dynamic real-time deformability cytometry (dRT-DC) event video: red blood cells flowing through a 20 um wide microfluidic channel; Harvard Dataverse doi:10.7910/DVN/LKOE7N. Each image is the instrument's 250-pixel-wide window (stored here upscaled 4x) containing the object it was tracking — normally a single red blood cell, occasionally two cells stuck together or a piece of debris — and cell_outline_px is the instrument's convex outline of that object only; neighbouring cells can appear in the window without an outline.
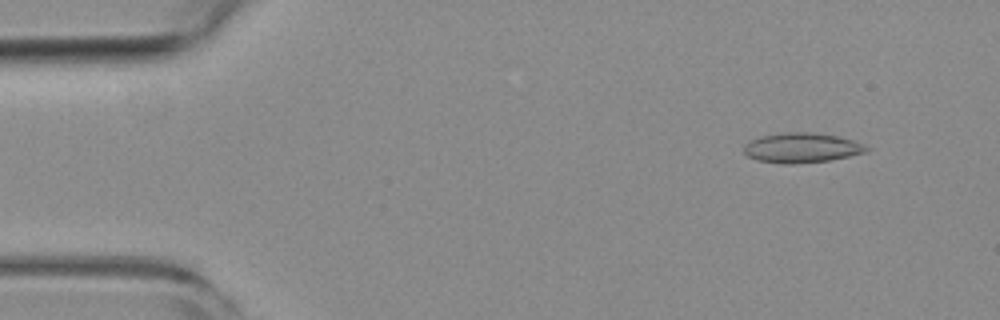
{"species": "common noctule bat (a hibernating species)", "species_latin": "Nyctalus noctula", "temperature_condition": "room temperature", "stored_images_in_passage": 53, "camera_frame_rate_fps": 3000, "um_per_image_px": 0.085, "animal": {"sex": "female", "body_mass_g": 19.3, "forearm_length_mm": 54.1}, "frame": {"image": 1, "passage_image": 5, "time_ms": 1.333, "image_size_px": [1000, 320], "cell_outline_px": [[872, 148], [868, 152], [828, 160], [792, 164], [780, 164], [756, 160], [748, 156], [744, 152], [744, 144], [748, 140], [760, 136], [784, 132], [808, 132], [836, 136], [852, 140], [864, 144]], "centroid_in_image_um": [68.12, 12.56], "position_along_channel_um": 16.9, "area_um2": 21.44}}
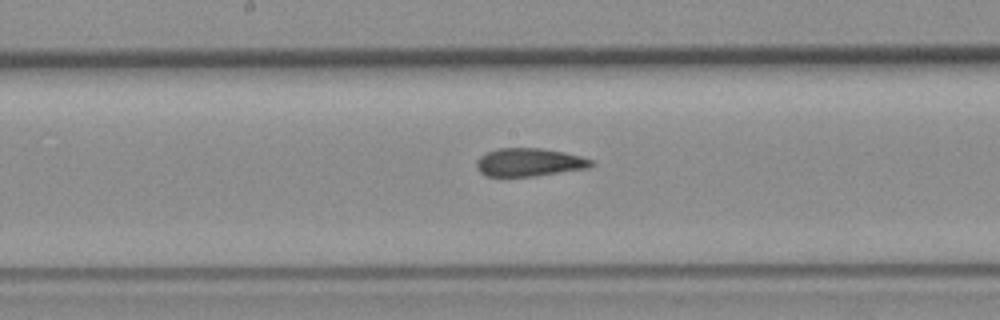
{"frame": {"image": 2, "passage_image": 27, "time_ms": 8.667, "image_size_px": [1000, 320], "cell_outline_px": [[596, 164], [588, 168], [536, 176], [484, 176], [476, 168], [476, 160], [480, 156], [496, 148], [540, 148], [564, 152], [580, 156], [592, 160]], "centroid_in_image_um": [44.97, 13.79], "position_along_channel_um": 203.2, "area_um2": 18.9}}
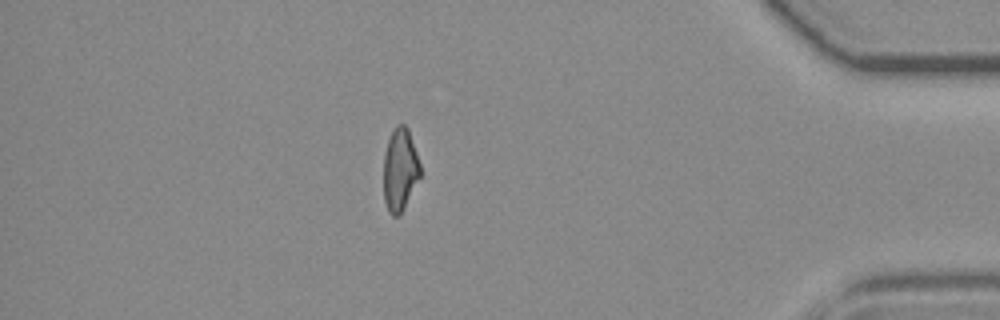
{"frame": {"image": 3, "passage_image": 46, "time_ms": 15.0, "image_size_px": [1000, 320], "cell_outline_px": [[420, 176], [400, 216], [392, 216], [388, 212], [384, 200], [384, 152], [388, 140], [396, 124], [404, 124], [408, 128], [420, 164]], "centroid_in_image_um": [33.99, 14.43], "position_along_channel_um": 401.2, "area_um2": 17.63}, "authors_computed_cell_mechanics": {"area_um2": 19.3052, "velocity_mm_per_s": 3.8422, "shape_relaxation_time_tau1_ms": 6.6837, "shape_relaxation_time_tau2_ms": 1.6862, "deformation_change_tau1": 0.1725, "deformation_change_tau2": 0.1132}}